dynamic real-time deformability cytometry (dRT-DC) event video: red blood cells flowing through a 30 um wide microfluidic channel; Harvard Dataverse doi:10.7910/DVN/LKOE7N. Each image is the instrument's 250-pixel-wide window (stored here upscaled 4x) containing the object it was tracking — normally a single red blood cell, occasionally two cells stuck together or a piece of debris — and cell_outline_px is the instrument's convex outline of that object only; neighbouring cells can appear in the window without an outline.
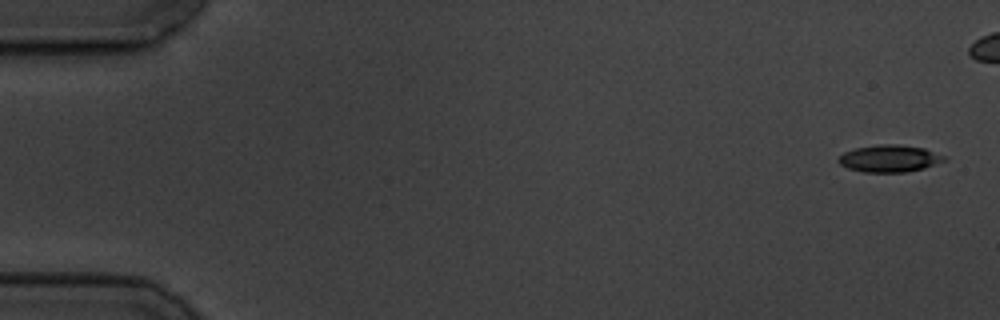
{"species": "common noctule bat (a hibernating species)", "species_latin": "Nyctalus noctula", "temperature_condition": "cold", "stored_images_in_passage": 14, "camera_frame_rate_fps": 3000, "um_per_image_px": 0.085, "animal": {"sex": "male", "body_mass_g": 19.5, "forearm_length_mm": 54.6}, "frame": {"image": 1, "passage_image": 1, "time_ms": 0.0, "image_size_px": [1000, 320], "cell_outline_px": [[948, 160], [924, 168], [904, 172], [864, 172], [848, 168], [840, 164], [836, 160], [844, 152], [856, 148], [880, 144], [900, 144], [924, 148], [944, 156]], "centroid_in_image_um": [75.6, 13.47], "position_along_channel_um": 9.4, "area_um2": 16.65}}
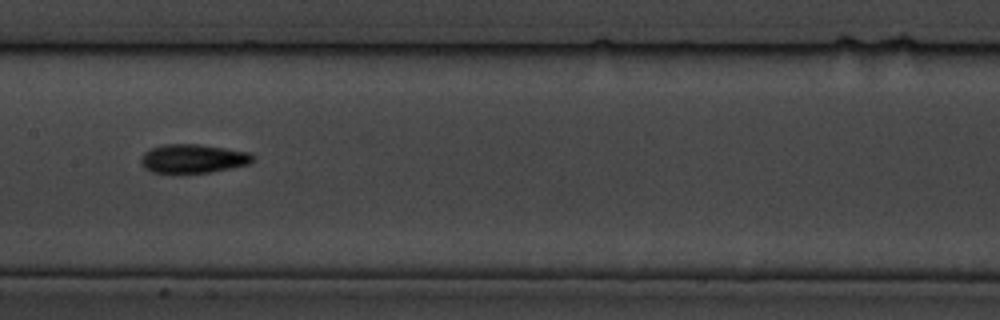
{"frame": {"image": 2, "passage_image": 8, "time_ms": 9.0, "image_size_px": [1000, 320], "cell_outline_px": [[256, 156], [248, 164], [208, 172], [152, 172], [144, 168], [140, 160], [144, 152], [152, 148], [164, 144], [200, 144], [248, 152]], "centroid_in_image_um": [16.39, 13.46], "position_along_channel_um": 191.0, "area_um2": 18.44}}
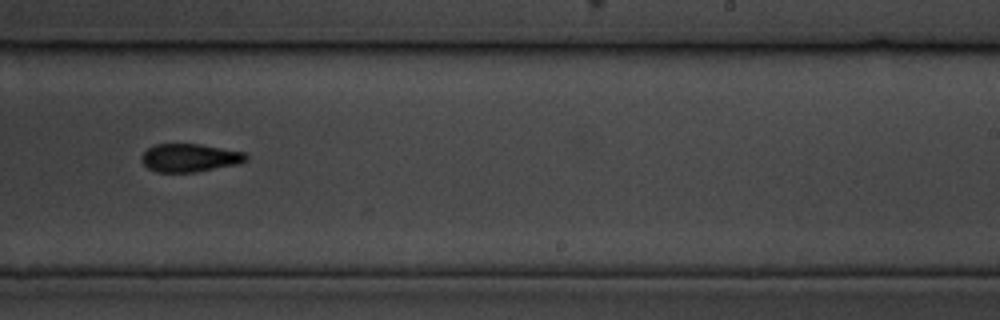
{"frame": {"image": 3, "passage_image": 10, "time_ms": 11.333, "image_size_px": [1000, 320], "cell_outline_px": [[248, 160], [236, 164], [196, 172], [156, 172], [148, 168], [140, 160], [140, 156], [152, 144], [200, 144], [244, 152], [248, 156]], "centroid_in_image_um": [16.09, 13.41], "position_along_channel_um": 272.9, "area_um2": 17.17}}